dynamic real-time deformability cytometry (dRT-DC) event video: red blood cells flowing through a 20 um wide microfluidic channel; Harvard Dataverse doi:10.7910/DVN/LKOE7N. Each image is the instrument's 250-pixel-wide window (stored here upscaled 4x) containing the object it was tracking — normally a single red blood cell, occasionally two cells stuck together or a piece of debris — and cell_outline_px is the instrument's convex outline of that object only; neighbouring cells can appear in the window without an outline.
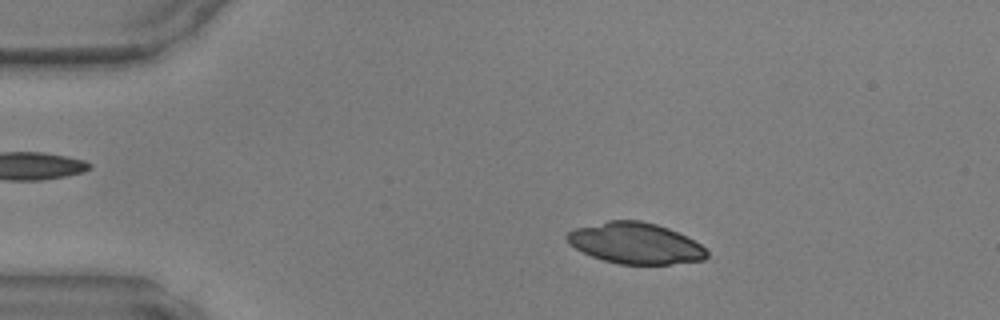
{"species": "common noctule bat (a hibernating species)", "species_latin": "Nyctalus noctula", "temperature_condition": "warm", "stored_images_in_passage": 11, "camera_frame_rate_fps": 3000, "um_per_image_px": 0.085, "animal": {"sex": "male", "body_mass_g": 17.9, "forearm_length_mm": 54.2}, "frame": {"image": 1, "passage_image": 7, "time_ms": 2.0, "image_size_px": [1000, 320], "cell_outline_px": [[708, 256], [704, 260], [668, 264], [620, 264], [604, 260], [592, 256], [568, 244], [564, 236], [568, 232], [576, 228], [608, 220], [640, 220], [656, 224], [668, 228], [700, 244], [708, 252]], "centroid_in_image_um": [53.98, 20.67], "position_along_channel_um": 31.0, "area_um2": 33.23}}